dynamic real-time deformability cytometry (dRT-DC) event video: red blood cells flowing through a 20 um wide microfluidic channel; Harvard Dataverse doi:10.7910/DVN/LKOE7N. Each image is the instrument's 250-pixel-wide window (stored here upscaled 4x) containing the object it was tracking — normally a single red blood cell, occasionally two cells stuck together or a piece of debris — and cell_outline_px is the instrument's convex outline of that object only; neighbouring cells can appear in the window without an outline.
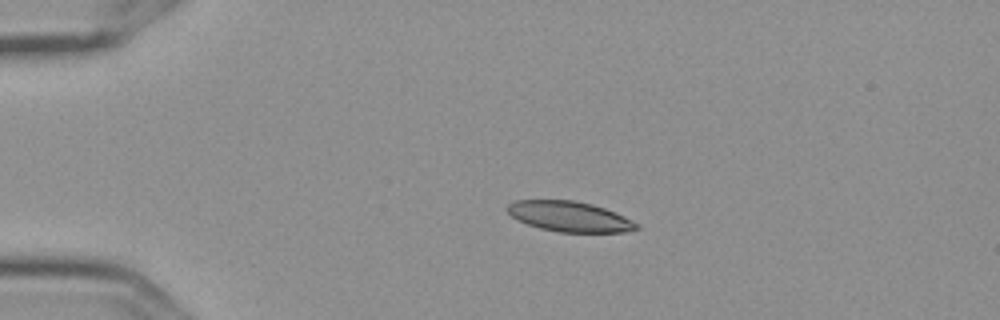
{"species": "Egyptian fruit bat (a non-hibernating species)", "species_latin": "Rousettus aegyptiacus", "temperature_condition": "cold", "stored_images_in_passage": 6, "camera_frame_rate_fps": 3000, "um_per_image_px": 0.085, "frame": {"image": 1, "passage_image": 4, "time_ms": 1.0, "image_size_px": [1000, 320], "cell_outline_px": [[640, 228], [624, 232], [560, 232], [540, 228], [528, 224], [512, 216], [504, 208], [508, 204], [516, 200], [572, 200], [592, 204], [616, 212], [640, 224]], "centroid_in_image_um": [48.43, 18.4], "position_along_channel_um": 36.6, "area_um2": 22.77}}
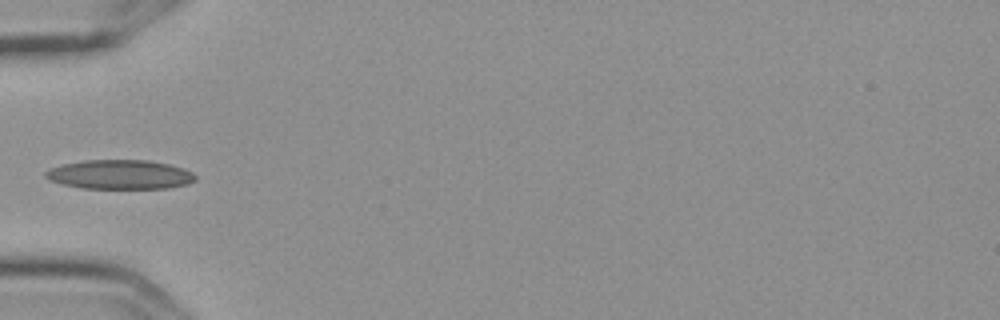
{"frame": {"image": 2, "passage_image": 6, "time_ms": 1.667, "image_size_px": [1000, 320], "cell_outline_px": [[196, 180], [188, 184], [168, 188], [80, 188], [60, 184], [48, 180], [44, 176], [44, 172], [48, 168], [64, 164], [84, 160], [148, 160], [168, 164], [184, 168], [192, 172], [196, 176]], "centroid_in_image_um": [10.16, 14.83], "position_along_channel_um": 74.8, "area_um2": 25.78}}